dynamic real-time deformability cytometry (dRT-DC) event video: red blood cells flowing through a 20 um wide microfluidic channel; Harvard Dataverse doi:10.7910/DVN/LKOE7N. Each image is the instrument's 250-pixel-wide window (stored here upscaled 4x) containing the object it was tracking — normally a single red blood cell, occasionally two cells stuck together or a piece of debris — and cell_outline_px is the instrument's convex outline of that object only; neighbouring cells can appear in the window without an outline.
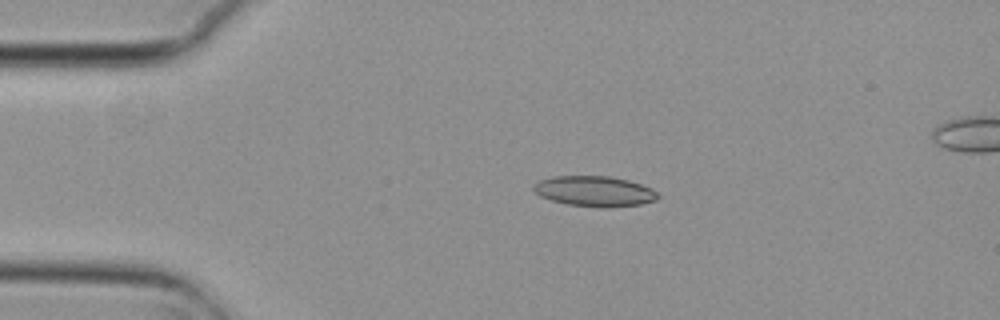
{"species": "common noctule bat (a hibernating species)", "species_latin": "Nyctalus noctula", "temperature_condition": "cold", "stored_images_in_passage": 4, "camera_frame_rate_fps": 3000, "um_per_image_px": 0.085, "animal": {"sex": "female", "body_mass_g": 29.2, "forearm_length_mm": 56.3}, "frame": {"image": 1, "passage_image": 3, "time_ms": 0.667, "image_size_px": [1000, 320], "cell_outline_px": [[660, 196], [656, 200], [640, 204], [608, 208], [600, 208], [568, 204], [552, 200], [540, 196], [532, 188], [532, 184], [540, 180], [552, 176], [608, 176], [628, 180], [652, 188]], "centroid_in_image_um": [50.53, 16.26], "position_along_channel_um": 34.5, "area_um2": 22.08}}